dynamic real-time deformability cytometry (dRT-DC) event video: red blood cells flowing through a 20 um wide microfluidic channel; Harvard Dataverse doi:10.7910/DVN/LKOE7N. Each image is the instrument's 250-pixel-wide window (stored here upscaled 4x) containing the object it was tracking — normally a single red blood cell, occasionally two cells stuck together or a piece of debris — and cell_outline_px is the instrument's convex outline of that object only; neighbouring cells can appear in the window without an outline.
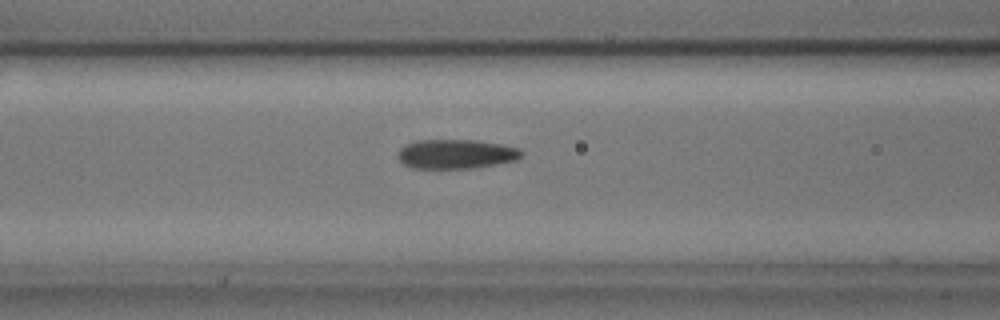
{"species": "common noctule bat (a hibernating species)", "species_latin": "Nyctalus noctula", "temperature_condition": "cold", "stored_images_in_passage": 40, "camera_frame_rate_fps": 3000, "um_per_image_px": 0.085, "animal": {"sex": "male", "body_mass_g": 17.9, "forearm_length_mm": 54.2}, "frame": {"image": 1, "passage_image": 10, "time_ms": 3.0, "image_size_px": [1000, 320], "cell_outline_px": [[524, 152], [516, 160], [480, 168], [412, 168], [404, 164], [400, 160], [400, 148], [404, 144], [416, 140], [476, 140], [500, 144], [520, 148]], "centroid_in_image_um": [38.8, 13.09], "position_along_channel_um": 127.8, "area_um2": 21.21}}
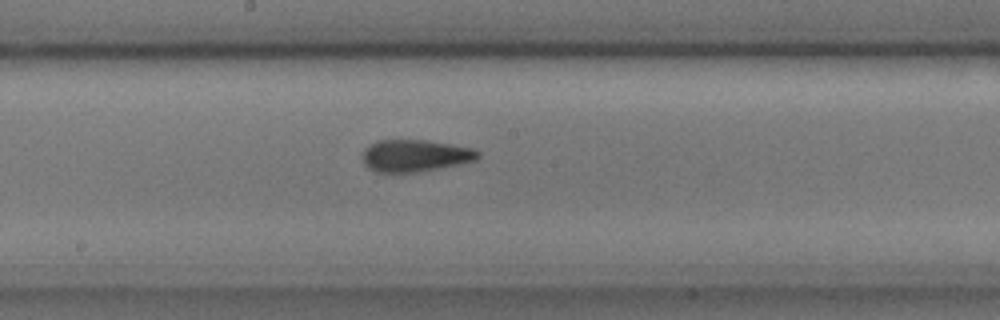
{"frame": {"image": 2, "passage_image": 17, "time_ms": 5.333, "image_size_px": [1000, 320], "cell_outline_px": [[480, 156], [476, 160], [416, 172], [376, 172], [368, 168], [364, 164], [364, 148], [376, 140], [424, 140], [476, 148], [480, 152]], "centroid_in_image_um": [35.28, 13.22], "position_along_channel_um": 212.9, "area_um2": 21.39}}
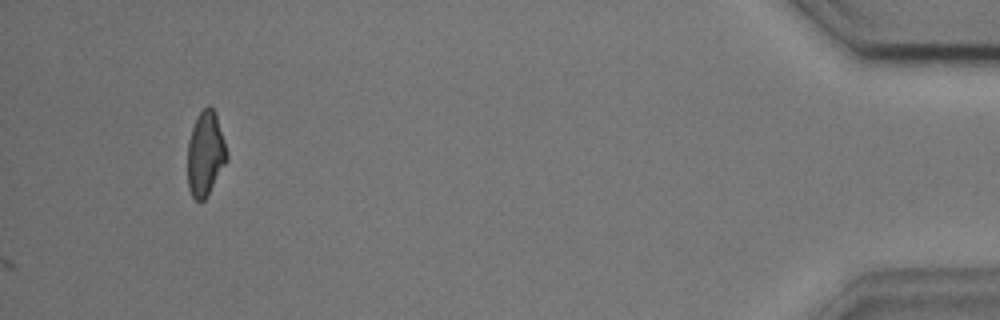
{"frame": {"image": 3, "passage_image": 40, "time_ms": 13.0, "image_size_px": [1000, 320], "cell_outline_px": [[228, 160], [204, 200], [200, 204], [192, 196], [188, 188], [188, 140], [192, 128], [200, 112], [208, 104], [216, 112], [228, 152]], "centroid_in_image_um": [17.47, 13.07], "position_along_channel_um": 417.7, "area_um2": 19.42}, "authors_computed_cell_mechanics": {"area_um2": 20.6924, "velocity_mm_per_s": 3.6328, "shape_relaxation_time_tau1_ms": 10.5229, "shape_relaxation_time_tau2_ms": 2.7023, "deformation_change_tau1": 0.2072, "deformation_change_tau2": 0.0907}}